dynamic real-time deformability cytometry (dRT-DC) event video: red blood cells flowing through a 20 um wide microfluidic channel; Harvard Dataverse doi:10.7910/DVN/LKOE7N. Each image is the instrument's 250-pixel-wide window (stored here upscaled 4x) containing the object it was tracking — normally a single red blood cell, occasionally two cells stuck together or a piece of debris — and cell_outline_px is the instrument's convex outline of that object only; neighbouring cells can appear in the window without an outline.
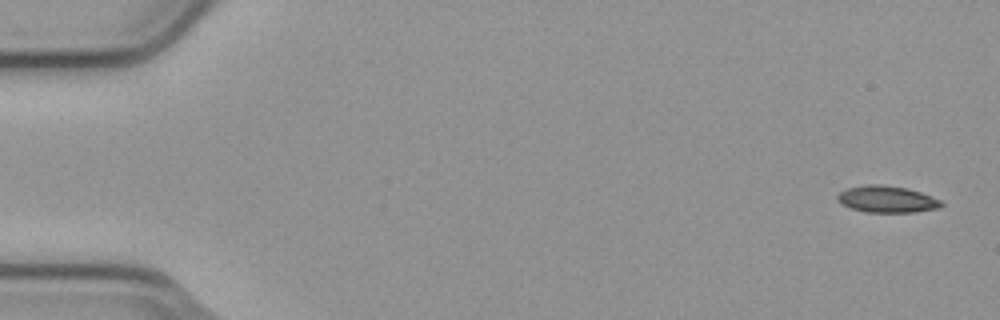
{"species": "common noctule bat (a hibernating species)", "species_latin": "Nyctalus noctula", "temperature_condition": "cold", "stored_images_in_passage": 5, "camera_frame_rate_fps": 3000, "um_per_image_px": 0.085, "animal": {"sex": "male", "body_mass_g": 23.1, "forearm_length_mm": 52.7}, "frame": {"image": 1, "passage_image": 1, "time_ms": 0.0, "image_size_px": [1000, 320], "cell_outline_px": [[944, 204], [940, 208], [916, 212], [864, 212], [840, 204], [836, 200], [836, 196], [840, 192], [848, 188], [868, 184], [884, 184], [908, 188], [932, 196], [940, 200]], "centroid_in_image_um": [75.39, 16.93], "position_along_channel_um": 9.6, "area_um2": 16.36}}
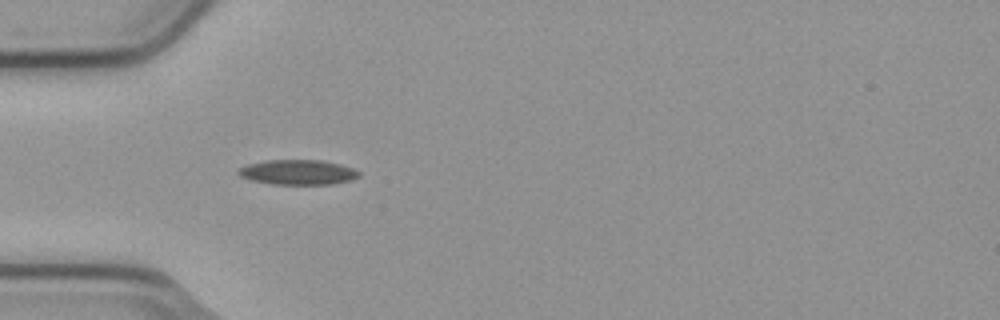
{"frame": {"image": 2, "passage_image": 5, "time_ms": 1.333, "image_size_px": [1000, 320], "cell_outline_px": [[360, 176], [348, 180], [332, 184], [272, 184], [252, 180], [240, 176], [236, 172], [240, 168], [248, 164], [268, 160], [320, 160], [340, 164], [352, 168], [360, 172]], "centroid_in_image_um": [25.31, 14.64], "position_along_channel_um": 59.7, "area_um2": 17.34}}